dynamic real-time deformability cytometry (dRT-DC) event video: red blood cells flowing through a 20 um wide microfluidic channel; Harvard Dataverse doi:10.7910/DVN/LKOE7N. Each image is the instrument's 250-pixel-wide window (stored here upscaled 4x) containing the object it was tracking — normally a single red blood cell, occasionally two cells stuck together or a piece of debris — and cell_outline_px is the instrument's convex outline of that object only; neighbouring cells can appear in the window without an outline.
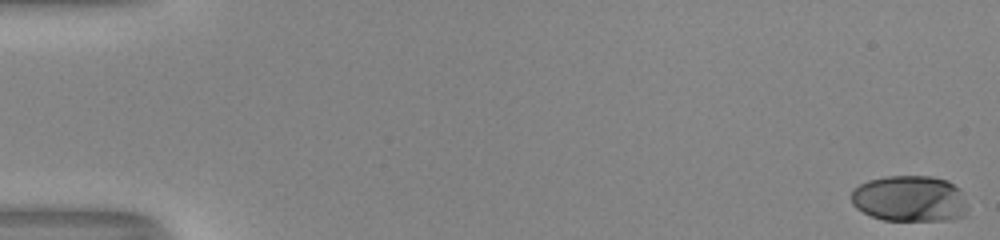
{"species": "human", "species_latin": "Homo sapiens", "temperature_condition": "room temperature", "stored_images_in_passage": 53, "camera_frame_rate_fps": 3000, "um_per_image_px": 0.085, "donor": {"sex": "male"}, "frame": {"image": 1, "passage_image": 1, "time_ms": 0.0, "image_size_px": [1000, 240], "cell_outline_px": [[968, 216], [952, 220], [884, 220], [872, 216], [856, 208], [852, 204], [852, 188], [868, 180], [884, 176], [932, 176], [948, 180], [960, 188], [968, 208]], "centroid_in_image_um": [77.37, 16.88], "position_along_channel_um": 7.6, "area_um2": 31.79}}
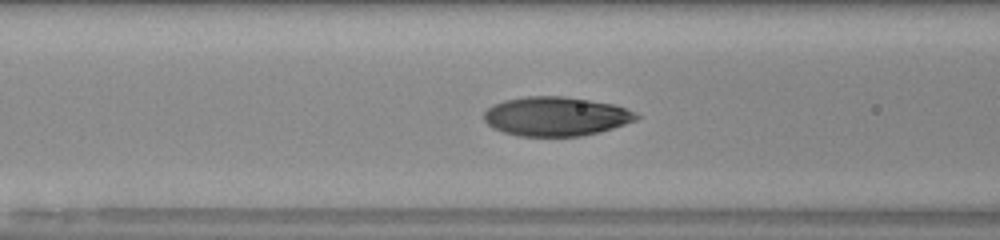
{"frame": {"image": 2, "passage_image": 23, "time_ms": 7.333, "image_size_px": [1000, 240], "cell_outline_px": [[640, 116], [636, 120], [600, 132], [580, 136], [516, 136], [492, 128], [484, 120], [484, 112], [492, 104], [504, 100], [524, 96], [564, 96], [612, 104], [636, 112]], "centroid_in_image_um": [47.21, 9.89], "position_along_channel_um": 119.4, "area_um2": 34.8}}
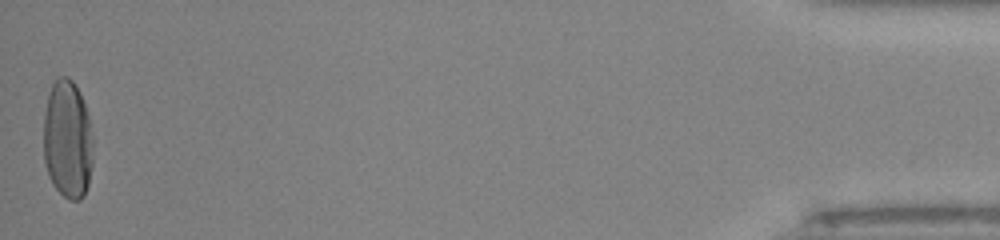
{"frame": {"image": 3, "passage_image": 53, "time_ms": 17.333, "image_size_px": [1000, 240], "cell_outline_px": [[92, 164], [88, 184], [84, 196], [80, 200], [68, 200], [52, 184], [48, 176], [44, 160], [44, 112], [48, 96], [52, 84], [56, 76], [68, 76], [72, 80], [80, 92], [88, 116], [92, 140]], "centroid_in_image_um": [5.73, 11.86], "position_along_channel_um": 429.5, "area_um2": 34.39}, "authors_computed_cell_mechanics": {"area_um2": 33.9286, "velocity_mm_per_s": 4.0413, "shape_relaxation_time_tau1_ms": 4.487, "shape_relaxation_time_tau2_ms": null, "deformation_change_tau1": 0.2196, "deformation_change_tau2": null}}